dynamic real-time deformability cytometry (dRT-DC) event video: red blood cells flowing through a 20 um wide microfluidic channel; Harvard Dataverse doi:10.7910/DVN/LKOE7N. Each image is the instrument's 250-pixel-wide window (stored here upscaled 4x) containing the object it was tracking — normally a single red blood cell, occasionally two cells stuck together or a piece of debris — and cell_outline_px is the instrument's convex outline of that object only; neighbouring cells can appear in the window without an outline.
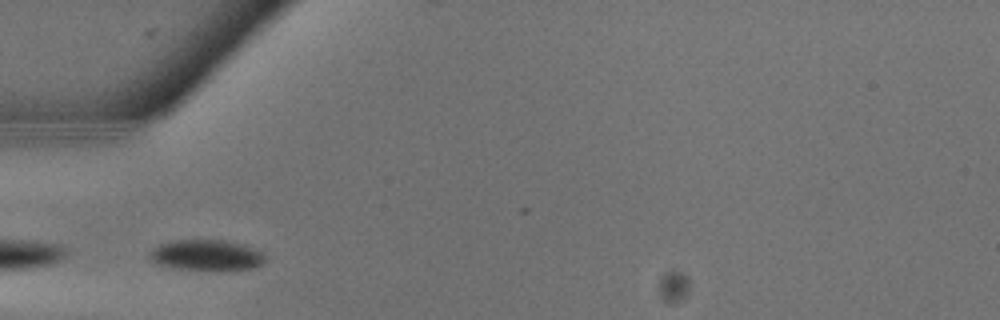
{"species": "common noctule bat (a hibernating species)", "species_latin": "Nyctalus noctula", "temperature_condition": "warm", "stored_images_in_passage": 6, "camera_frame_rate_fps": 3000, "um_per_image_px": 0.085, "animal": {"sex": "male", "body_mass_g": 13.3}, "frame": {"image": 1, "passage_image": 3, "time_ms": 0.667, "image_size_px": [1000, 320], "cell_outline_px": [[268, 256], [260, 264], [252, 268], [216, 272], [176, 268], [156, 264], [148, 256], [152, 248], [168, 240], [224, 240], [244, 244]], "centroid_in_image_um": [17.53, 21.71], "position_along_channel_um": 67.5, "area_um2": 21.21}}
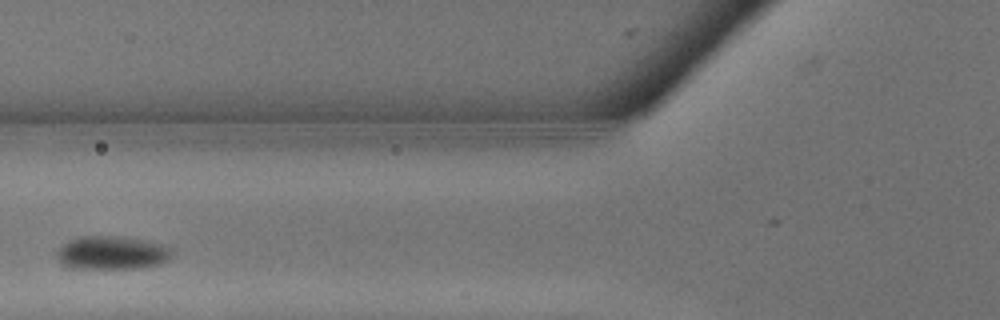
{"frame": {"image": 2, "passage_image": 5, "time_ms": 1.333, "image_size_px": [1000, 320], "cell_outline_px": [[176, 248], [168, 260], [160, 264], [140, 268], [72, 268], [60, 264], [56, 256], [56, 252], [68, 240], [80, 236], [116, 236], [148, 240], [172, 244]], "centroid_in_image_um": [9.6, 21.47], "position_along_channel_um": 116.2, "area_um2": 23.06}}